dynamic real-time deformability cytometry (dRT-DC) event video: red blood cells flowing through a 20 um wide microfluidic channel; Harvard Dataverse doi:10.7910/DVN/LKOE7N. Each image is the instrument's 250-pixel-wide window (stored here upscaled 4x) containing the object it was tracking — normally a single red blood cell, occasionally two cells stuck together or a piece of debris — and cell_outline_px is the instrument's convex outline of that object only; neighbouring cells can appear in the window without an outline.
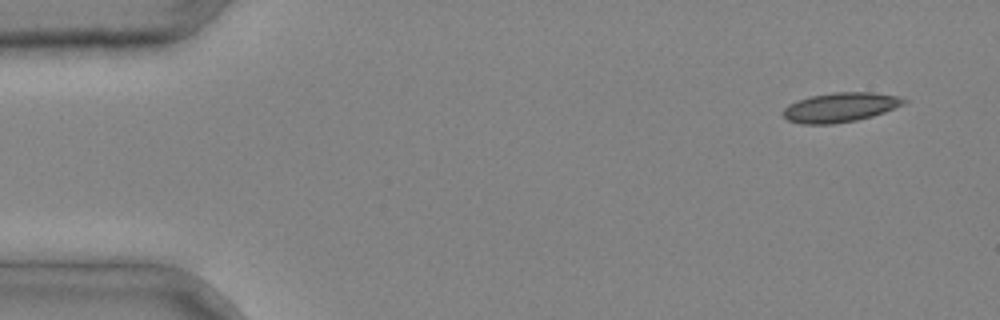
{"species": "common noctule bat (a hibernating species)", "species_latin": "Nyctalus noctula", "temperature_condition": "cold", "stored_images_in_passage": 3, "camera_frame_rate_fps": 3000, "um_per_image_px": 0.085, "animal": {"sex": "male", "body_mass_g": 20.4}, "frame": {"image": 1, "passage_image": 1, "time_ms": 0.0, "image_size_px": [1000, 320], "cell_outline_px": [[908, 100], [904, 104], [884, 112], [872, 116], [856, 120], [832, 124], [800, 124], [788, 120], [784, 116], [784, 108], [788, 104], [812, 96], [832, 92], [872, 92], [900, 96]], "centroid_in_image_um": [71.45, 9.12], "position_along_channel_um": 13.6, "area_um2": 20.63}}
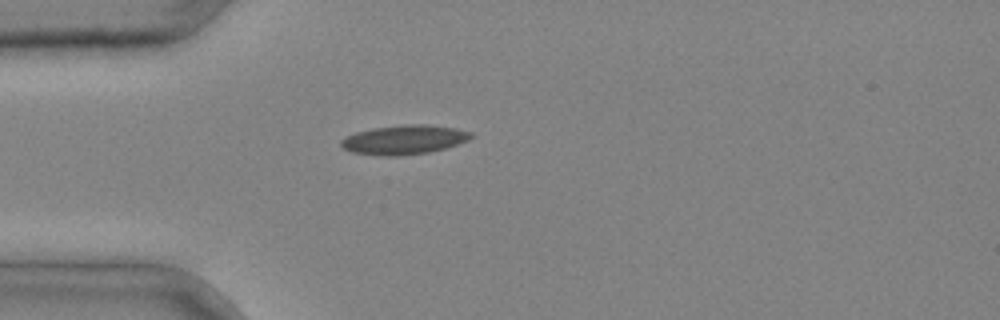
{"frame": {"image": 2, "passage_image": 3, "time_ms": 0.667, "image_size_px": [1000, 320], "cell_outline_px": [[476, 136], [468, 140], [444, 148], [428, 152], [396, 156], [384, 156], [352, 152], [344, 148], [340, 144], [340, 140], [356, 132], [372, 128], [404, 124], [424, 124], [456, 128], [472, 132]], "centroid_in_image_um": [34.37, 11.86], "position_along_channel_um": 50.6, "area_um2": 22.08}}